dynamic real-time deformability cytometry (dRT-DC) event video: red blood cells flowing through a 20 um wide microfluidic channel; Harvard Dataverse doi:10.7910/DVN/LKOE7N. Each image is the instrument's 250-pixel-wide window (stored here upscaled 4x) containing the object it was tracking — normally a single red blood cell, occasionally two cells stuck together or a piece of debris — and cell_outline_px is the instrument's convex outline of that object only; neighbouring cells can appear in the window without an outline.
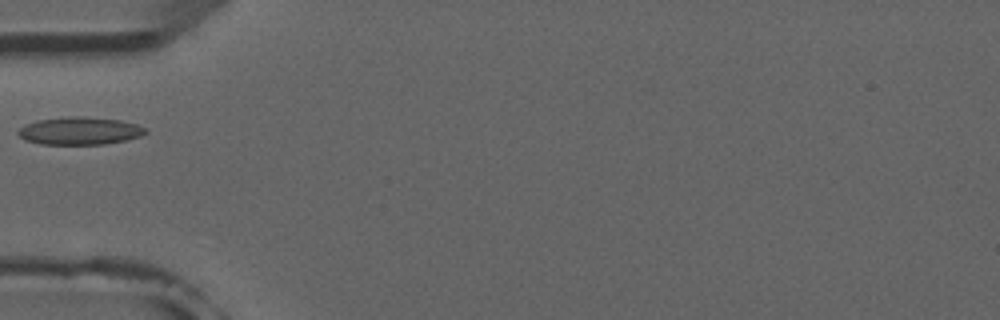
{"species": "common noctule bat (a hibernating species)", "species_latin": "Nyctalus noctula", "temperature_condition": "room temperature", "stored_images_in_passage": 4, "camera_frame_rate_fps": 3000, "um_per_image_px": 0.085, "animal": {"sex": "male", "forearm_length_mm": 52.5}, "frame": {"image": 1, "passage_image": 3, "time_ms": 3.333, "image_size_px": [1000, 320], "cell_outline_px": [[148, 132], [140, 136], [124, 140], [104, 144], [40, 144], [24, 140], [16, 132], [20, 128], [36, 120], [68, 116], [80, 116], [120, 120], [136, 124], [144, 128]], "centroid_in_image_um": [6.75, 11.12], "position_along_channel_um": 78.3, "area_um2": 20.4}}
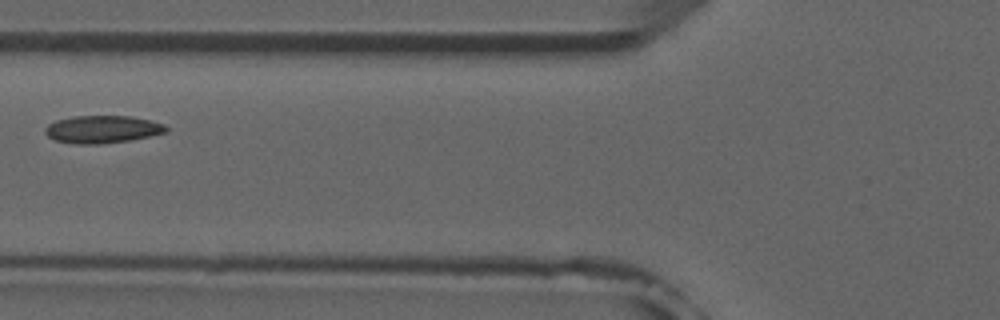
{"frame": {"image": 2, "passage_image": 4, "time_ms": 4.333, "image_size_px": [1000, 320], "cell_outline_px": [[168, 132], [128, 140], [100, 144], [76, 144], [56, 140], [48, 136], [44, 132], [44, 128], [48, 124], [56, 120], [72, 116], [128, 116], [148, 120], [164, 124], [168, 128]], "centroid_in_image_um": [8.67, 10.99], "position_along_channel_um": 117.1, "area_um2": 19.31}}